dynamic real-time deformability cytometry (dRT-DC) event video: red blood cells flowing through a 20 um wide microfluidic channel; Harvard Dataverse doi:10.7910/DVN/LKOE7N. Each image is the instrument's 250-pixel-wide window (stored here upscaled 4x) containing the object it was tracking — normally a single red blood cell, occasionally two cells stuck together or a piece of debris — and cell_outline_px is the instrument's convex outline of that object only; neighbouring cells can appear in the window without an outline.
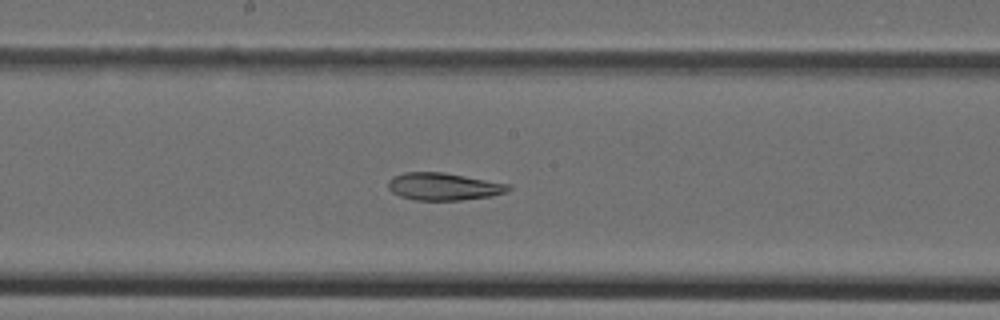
{"species": "Egyptian fruit bat (a non-hibernating species)", "species_latin": "Rousettus aegyptiacus", "temperature_condition": "cold", "stored_images_in_passage": 38, "camera_frame_rate_fps": 3000, "um_per_image_px": 0.085, "animal": {"sex": "female"}, "frame": {"image": 1, "passage_image": 16, "time_ms": 5.0, "image_size_px": [1000, 320], "cell_outline_px": [[512, 188], [504, 192], [492, 196], [460, 200], [416, 200], [400, 196], [392, 192], [388, 188], [388, 180], [392, 176], [404, 172], [444, 172], [508, 184]], "centroid_in_image_um": [37.66, 15.85], "position_along_channel_um": 210.5, "area_um2": 19.13}}
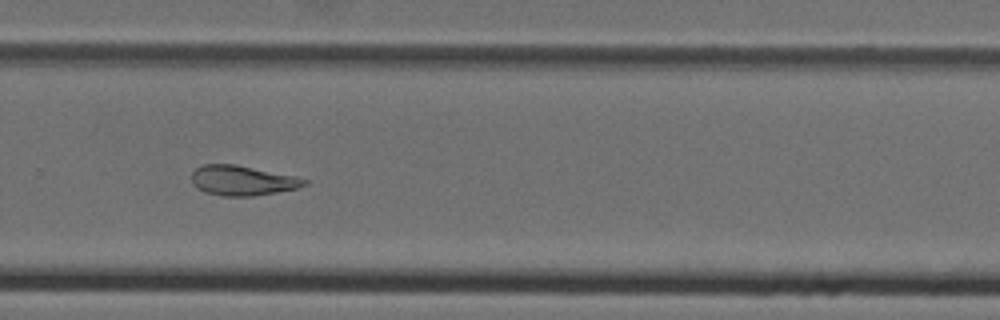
{"frame": {"image": 2, "passage_image": 23, "time_ms": 7.333, "image_size_px": [1000, 320], "cell_outline_px": [[308, 184], [300, 188], [252, 196], [224, 196], [204, 192], [196, 188], [192, 180], [192, 172], [196, 168], [204, 164], [236, 164], [296, 176], [308, 180]], "centroid_in_image_um": [20.62, 15.34], "position_along_channel_um": 309.2, "area_um2": 19.77}}
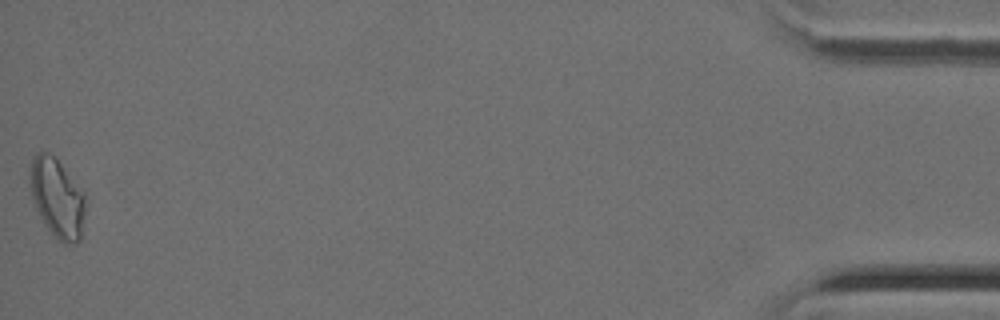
{"frame": {"image": 3, "passage_image": 38, "time_ms": 12.333, "image_size_px": [1000, 320], "cell_outline_px": [[88, 204], [80, 240], [76, 244], [64, 244], [44, 224], [32, 204], [32, 156], [36, 152], [48, 152], [60, 164], [84, 192]], "centroid_in_image_um": [4.91, 16.89], "position_along_channel_um": 430.3, "area_um2": 25.43}}